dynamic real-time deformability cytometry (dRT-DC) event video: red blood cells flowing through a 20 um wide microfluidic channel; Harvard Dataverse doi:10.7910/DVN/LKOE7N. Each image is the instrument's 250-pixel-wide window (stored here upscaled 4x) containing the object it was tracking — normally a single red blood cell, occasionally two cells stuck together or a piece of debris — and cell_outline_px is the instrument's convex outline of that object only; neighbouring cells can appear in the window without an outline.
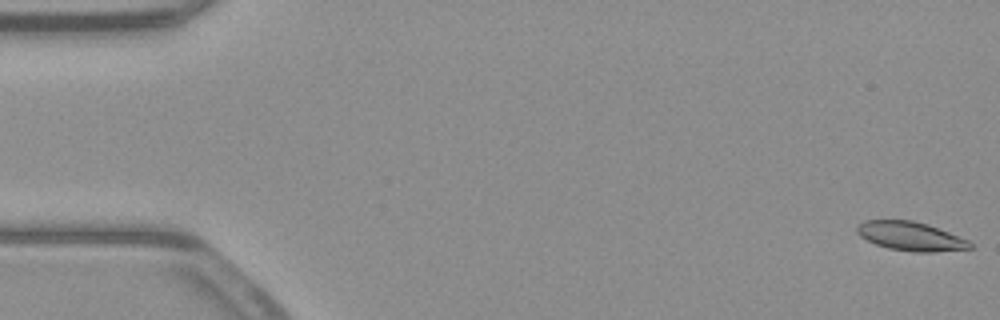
{"species": "common noctule bat (a hibernating species)", "species_latin": "Nyctalus noctula", "temperature_condition": "warm", "stored_images_in_passage": 53, "camera_frame_rate_fps": 3000, "um_per_image_px": 0.085, "animal": {"sex": "male", "body_mass_g": 23.1, "forearm_length_mm": 52.7}, "frame": {"image": 1, "passage_image": 1, "time_ms": 0.0, "image_size_px": [1000, 320], "cell_outline_px": [[972, 248], [932, 252], [912, 252], [888, 248], [876, 244], [860, 236], [856, 232], [856, 228], [864, 220], [912, 220], [928, 224], [968, 240], [972, 244]], "centroid_in_image_um": [77.39, 20.08], "position_along_channel_um": 7.6, "area_um2": 18.9}}
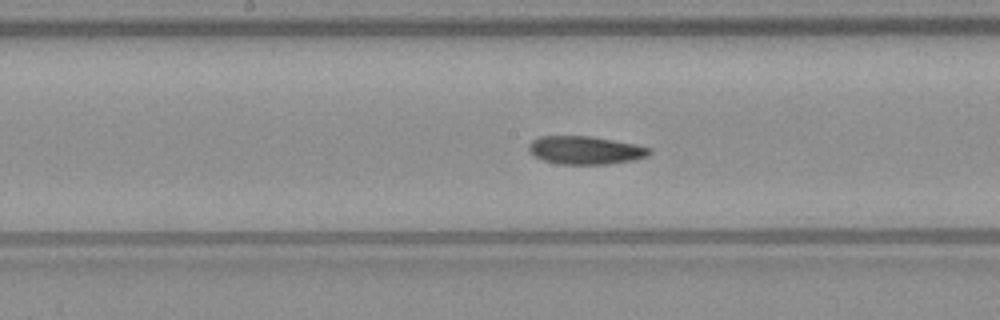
{"frame": {"image": 2, "passage_image": 27, "time_ms": 8.667, "image_size_px": [1000, 320], "cell_outline_px": [[652, 152], [648, 156], [632, 160], [608, 164], [560, 164], [544, 160], [528, 152], [528, 144], [532, 140], [540, 136], [592, 136], [636, 144], [652, 148]], "centroid_in_image_um": [49.77, 12.76], "position_along_channel_um": 198.4, "area_um2": 19.88}}
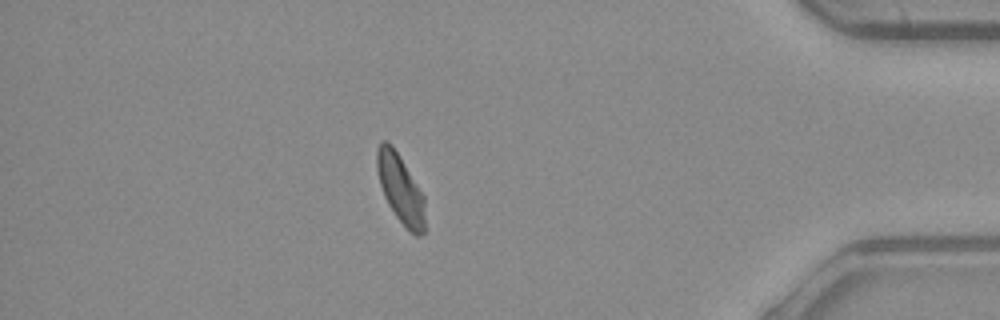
{"frame": {"image": 3, "passage_image": 46, "time_ms": 15.0, "image_size_px": [1000, 320], "cell_outline_px": [[424, 232], [420, 236], [416, 236], [396, 216], [388, 204], [384, 196], [380, 184], [376, 168], [376, 152], [380, 144], [384, 140], [388, 140], [392, 144], [424, 196]], "centroid_in_image_um": [34.02, 16.02], "position_along_channel_um": 401.2, "area_um2": 18.9}, "authors_computed_cell_mechanics": {"area_um2": 19.7098, "velocity_mm_per_s": 3.9245, "shape_relaxation_time_tau1_ms": null, "shape_relaxation_time_tau2_ms": 4.5405, "deformation_change_tau1": null, "deformation_change_tau2": 0.1188}}